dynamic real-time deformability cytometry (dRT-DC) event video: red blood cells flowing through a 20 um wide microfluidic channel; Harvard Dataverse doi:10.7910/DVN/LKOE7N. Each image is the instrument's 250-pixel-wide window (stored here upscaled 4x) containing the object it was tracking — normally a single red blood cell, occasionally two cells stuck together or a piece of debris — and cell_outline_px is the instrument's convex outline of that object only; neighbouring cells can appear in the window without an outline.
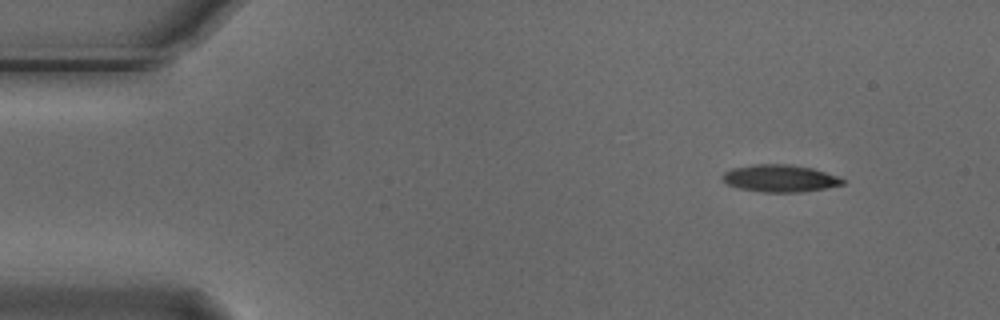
{"species": "Egyptian fruit bat (a non-hibernating species)", "species_latin": "Rousettus aegyptiacus", "temperature_condition": "cold", "stored_images_in_passage": 48, "camera_frame_rate_fps": 3000, "um_per_image_px": 0.085, "animal": {"sex": "male"}, "frame": {"image": 1, "passage_image": 1, "time_ms": 0.0, "image_size_px": [1000, 320], "cell_outline_px": [[844, 184], [824, 188], [800, 192], [760, 192], [740, 188], [728, 184], [724, 180], [724, 172], [732, 168], [752, 164], [788, 164], [812, 168], [836, 176], [844, 180]], "centroid_in_image_um": [66.28, 15.15], "position_along_channel_um": 18.7, "area_um2": 18.79}}
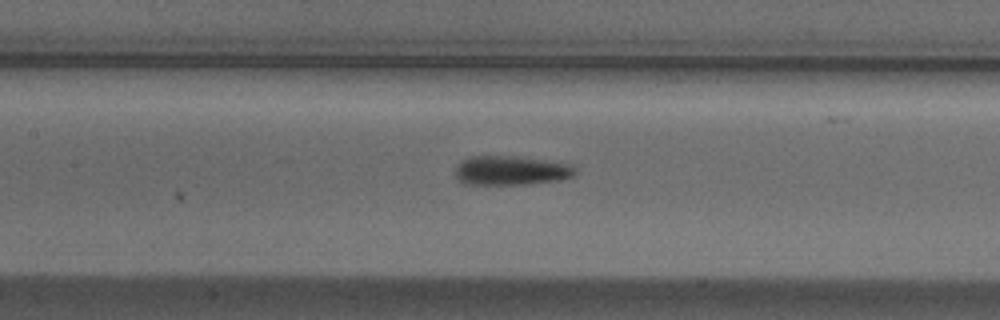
{"frame": {"image": 2, "passage_image": 20, "time_ms": 6.333, "image_size_px": [1000, 320], "cell_outline_px": [[576, 172], [572, 176], [560, 180], [524, 184], [472, 184], [460, 180], [456, 176], [456, 164], [460, 160], [468, 156], [520, 156], [572, 164], [576, 168]], "centroid_in_image_um": [43.45, 14.47], "position_along_channel_um": 164.0, "area_um2": 20.52}}
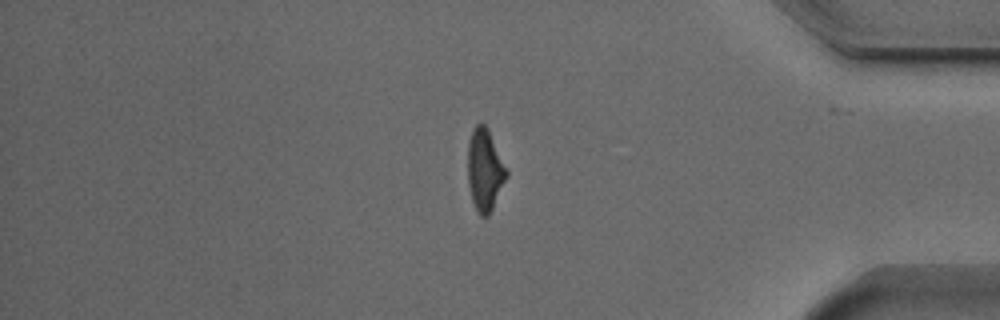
{"frame": {"image": 3, "passage_image": 41, "time_ms": 13.333, "image_size_px": [1000, 320], "cell_outline_px": [[508, 176], [488, 216], [480, 216], [476, 212], [472, 200], [468, 184], [468, 144], [472, 128], [480, 120], [488, 128], [508, 172]], "centroid_in_image_um": [41.19, 14.42], "position_along_channel_um": 394.0, "area_um2": 18.55}}